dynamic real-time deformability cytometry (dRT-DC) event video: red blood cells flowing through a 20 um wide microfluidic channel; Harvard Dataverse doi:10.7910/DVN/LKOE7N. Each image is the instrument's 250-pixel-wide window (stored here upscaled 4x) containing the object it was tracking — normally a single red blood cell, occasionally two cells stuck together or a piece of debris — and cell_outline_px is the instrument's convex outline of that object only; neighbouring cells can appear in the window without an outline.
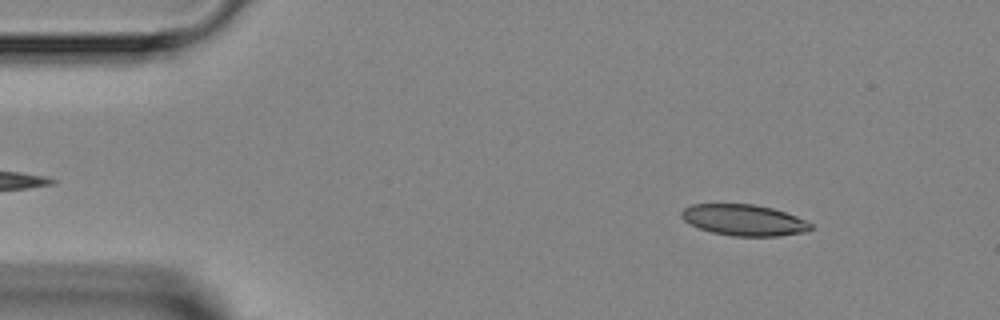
{"species": "Egyptian fruit bat (a non-hibernating species)", "species_latin": "Rousettus aegyptiacus", "temperature_condition": "room temperature", "stored_images_in_passage": 3, "camera_frame_rate_fps": 3000, "um_per_image_px": 0.085, "animal": {"sex": "female"}, "frame": {"image": 1, "passage_image": 1, "time_ms": 0.0, "image_size_px": [1000, 320], "cell_outline_px": [[812, 228], [808, 232], [780, 236], [732, 236], [712, 232], [700, 228], [684, 220], [680, 216], [680, 212], [684, 208], [692, 204], [756, 204], [772, 208], [796, 216], [812, 224]], "centroid_in_image_um": [63.25, 18.71], "position_along_channel_um": 21.8, "area_um2": 23.47}}
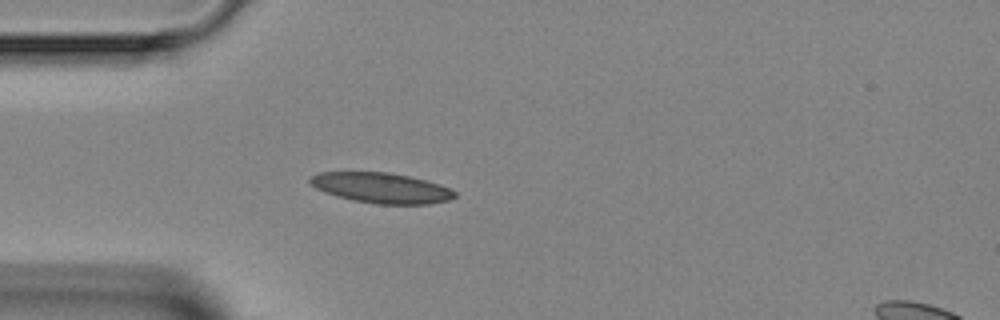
{"frame": {"image": 2, "passage_image": 3, "time_ms": 2.333, "image_size_px": [1000, 320], "cell_outline_px": [[456, 196], [448, 200], [428, 204], [376, 204], [336, 196], [316, 188], [308, 184], [308, 180], [312, 176], [320, 172], [388, 172], [408, 176], [440, 184], [456, 192]], "centroid_in_image_um": [32.39, 15.97], "position_along_channel_um": 52.6, "area_um2": 25.37}}